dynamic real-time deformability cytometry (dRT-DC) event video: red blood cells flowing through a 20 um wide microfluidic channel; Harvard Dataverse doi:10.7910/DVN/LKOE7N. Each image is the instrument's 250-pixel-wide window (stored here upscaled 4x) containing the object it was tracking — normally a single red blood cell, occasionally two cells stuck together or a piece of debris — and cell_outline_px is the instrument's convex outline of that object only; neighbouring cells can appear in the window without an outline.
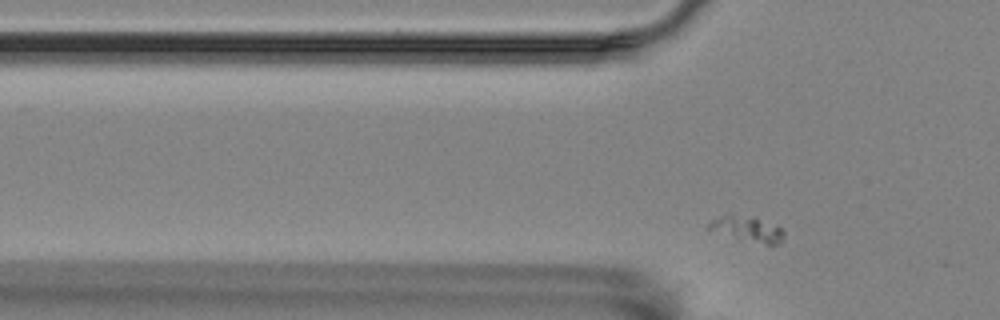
{"species": "Egyptian fruit bat (a non-hibernating species)", "species_latin": "Rousettus aegyptiacus", "temperature_condition": "room temperature", "stored_images_in_passage": 4, "camera_frame_rate_fps": 3000, "um_per_image_px": 0.085, "animal": {"sex": "female"}, "frame": {"image": 1, "passage_image": 4, "time_ms": 1.0, "image_size_px": [1000, 320], "cell_outline_px": [[784, 240], [780, 244], [764, 244], [736, 240], [704, 228], [712, 220], [720, 216], [756, 216], [780, 228], [784, 232]], "centroid_in_image_um": [63.51, 19.5], "position_along_channel_um": 62.3, "area_um2": 11.39}}